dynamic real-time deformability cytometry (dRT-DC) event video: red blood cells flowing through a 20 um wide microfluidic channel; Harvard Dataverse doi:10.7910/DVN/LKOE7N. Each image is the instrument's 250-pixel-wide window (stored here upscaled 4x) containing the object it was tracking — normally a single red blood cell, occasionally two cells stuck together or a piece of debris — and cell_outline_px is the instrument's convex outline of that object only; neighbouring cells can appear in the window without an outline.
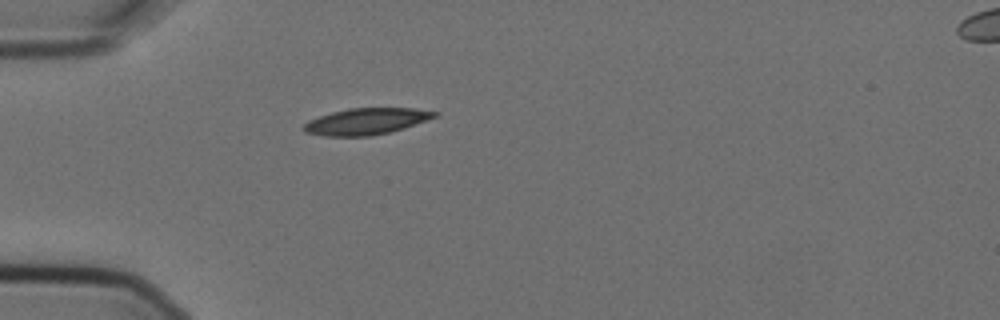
{"species": "Egyptian fruit bat (a non-hibernating species)", "species_latin": "Rousettus aegyptiacus", "temperature_condition": "cold", "stored_images_in_passage": 1, "camera_frame_rate_fps": 3000, "um_per_image_px": 0.085, "animal": {"sex": "female"}, "frame": {"image": 1, "passage_image": 1, "time_ms": 0.0, "image_size_px": [1000, 320], "cell_outline_px": [[436, 116], [404, 128], [388, 132], [368, 136], [324, 136], [304, 132], [300, 128], [308, 120], [332, 112], [348, 108], [412, 108], [436, 112]], "centroid_in_image_um": [31.04, 10.32], "position_along_channel_um": 54.0, "area_um2": 19.94}}